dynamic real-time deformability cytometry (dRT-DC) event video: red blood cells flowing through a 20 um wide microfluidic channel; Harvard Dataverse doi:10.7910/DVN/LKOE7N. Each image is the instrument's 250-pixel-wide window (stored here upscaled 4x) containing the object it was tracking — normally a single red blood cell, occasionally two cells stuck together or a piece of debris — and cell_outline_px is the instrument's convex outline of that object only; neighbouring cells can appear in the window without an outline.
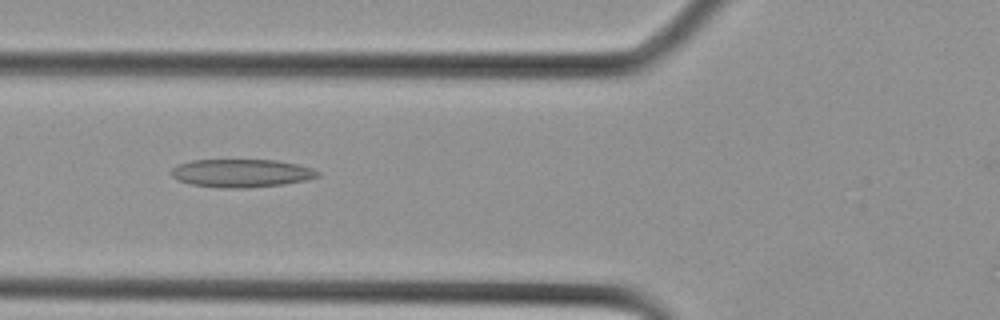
{"species": "Egyptian fruit bat (a non-hibernating species)", "species_latin": "Rousettus aegyptiacus", "temperature_condition": "cold", "stored_images_in_passage": 16, "camera_frame_rate_fps": 3000, "um_per_image_px": 0.085, "animal": {"sex": "female"}, "frame": {"image": 1, "passage_image": 6, "time_ms": 1.667, "image_size_px": [1000, 320], "cell_outline_px": [[320, 176], [304, 180], [284, 184], [248, 188], [224, 188], [192, 184], [176, 180], [168, 172], [176, 164], [192, 160], [276, 160], [296, 164], [312, 168], [320, 172]], "centroid_in_image_um": [20.47, 14.71], "position_along_channel_um": 105.3, "area_um2": 24.1}}
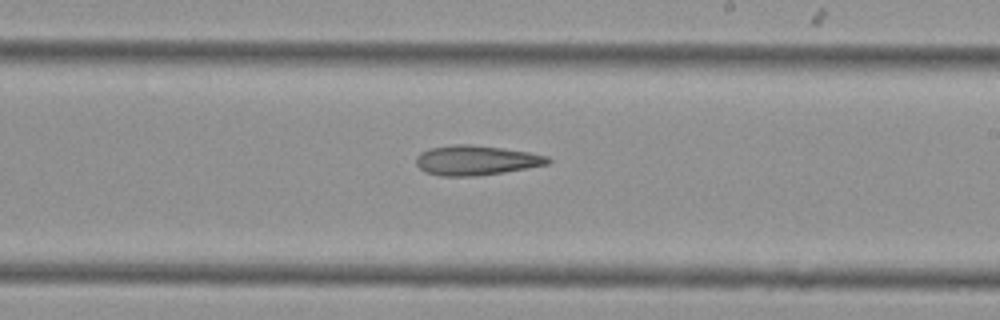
{"frame": {"image": 2, "passage_image": 12, "time_ms": 3.667, "image_size_px": [1000, 320], "cell_outline_px": [[552, 160], [548, 164], [504, 172], [476, 176], [440, 176], [424, 172], [416, 164], [416, 156], [420, 152], [428, 148], [456, 144], [468, 144], [500, 148], [528, 152], [548, 156]], "centroid_in_image_um": [40.42, 13.63], "position_along_channel_um": 248.6, "area_um2": 22.83}}
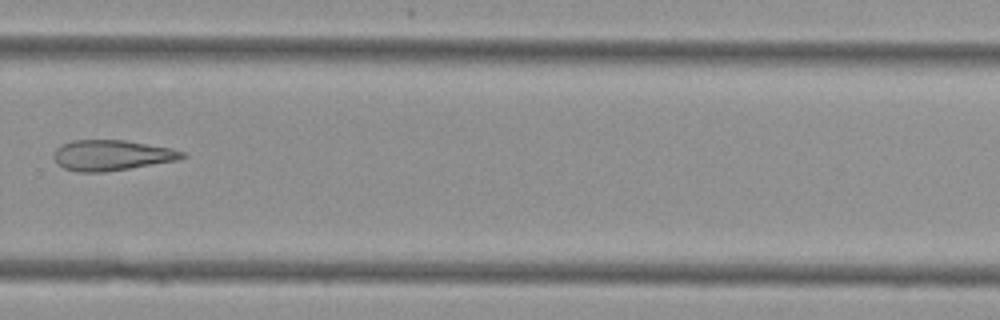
{"frame": {"image": 3, "passage_image": 15, "time_ms": 4.667, "image_size_px": [1000, 320], "cell_outline_px": [[188, 156], [180, 160], [104, 172], [76, 172], [64, 168], [56, 164], [56, 148], [60, 144], [72, 140], [124, 140], [172, 148], [184, 152]], "centroid_in_image_um": [9.52, 13.2], "position_along_channel_um": 320.3, "area_um2": 22.89}}